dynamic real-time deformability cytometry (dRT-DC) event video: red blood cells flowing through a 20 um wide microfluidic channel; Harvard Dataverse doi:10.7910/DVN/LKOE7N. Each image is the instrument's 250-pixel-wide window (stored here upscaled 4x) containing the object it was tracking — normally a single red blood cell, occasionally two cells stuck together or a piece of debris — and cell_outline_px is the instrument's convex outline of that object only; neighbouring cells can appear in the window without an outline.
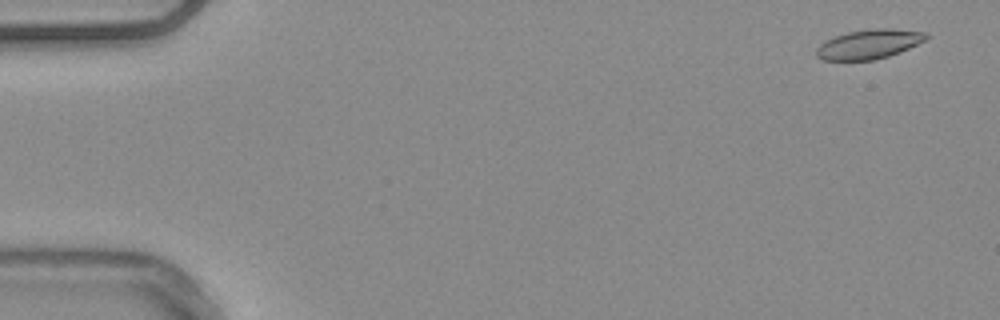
{"species": "common noctule bat (a hibernating species)", "species_latin": "Nyctalus noctula", "temperature_condition": "warm", "stored_images_in_passage": 55, "camera_frame_rate_fps": 3000, "um_per_image_px": 0.085, "animal": {"sex": "male", "body_mass_g": 20.4}, "frame": {"image": 1, "passage_image": 3, "time_ms": 0.667, "image_size_px": [1000, 320], "cell_outline_px": [[928, 36], [924, 40], [900, 52], [888, 56], [872, 60], [824, 60], [816, 56], [816, 48], [820, 44], [836, 36], [848, 32], [876, 28], [888, 28], [924, 32]], "centroid_in_image_um": [73.84, 3.76], "position_along_channel_um": 11.2, "area_um2": 18.44}}
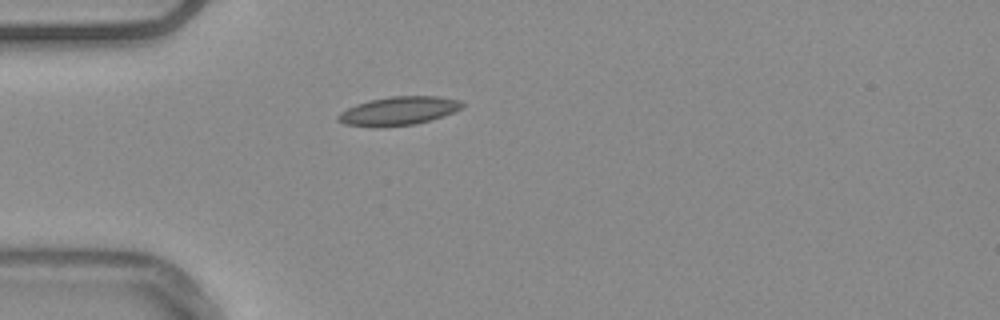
{"frame": {"image": 2, "passage_image": 16, "time_ms": 5.0, "image_size_px": [1000, 320], "cell_outline_px": [[464, 104], [460, 108], [452, 112], [416, 124], [344, 124], [336, 120], [336, 116], [340, 112], [356, 104], [368, 100], [392, 96], [440, 96], [460, 100]], "centroid_in_image_um": [33.89, 9.37], "position_along_channel_um": 51.1, "area_um2": 19.65}}
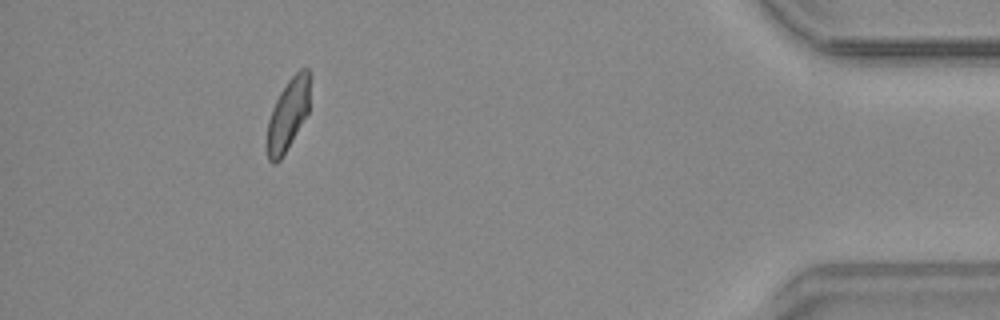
{"frame": {"image": 3, "passage_image": 50, "time_ms": 16.333, "image_size_px": [1000, 320], "cell_outline_px": [[312, 76], [308, 112], [280, 160], [276, 164], [272, 164], [268, 160], [268, 120], [272, 108], [280, 92], [288, 80], [300, 68], [308, 68]], "centroid_in_image_um": [24.52, 9.65], "position_along_channel_um": 410.7, "area_um2": 17.86}, "authors_computed_cell_mechanics": {"area_um2": 18.9006, "velocity_mm_per_s": 3.7581, "shape_relaxation_time_tau1_ms": null, "shape_relaxation_time_tau2_ms": 1.6941, "deformation_change_tau1": null, "deformation_change_tau2": 0.0744}}